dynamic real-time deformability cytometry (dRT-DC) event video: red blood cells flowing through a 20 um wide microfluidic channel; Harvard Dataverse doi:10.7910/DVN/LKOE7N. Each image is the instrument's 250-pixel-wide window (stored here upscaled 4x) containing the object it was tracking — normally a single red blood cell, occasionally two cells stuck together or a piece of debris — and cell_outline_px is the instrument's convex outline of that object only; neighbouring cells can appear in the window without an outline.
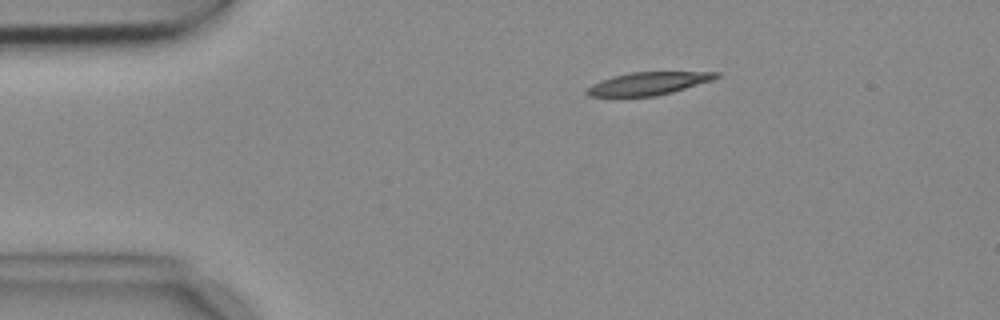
{"species": "common noctule bat (a hibernating species)", "species_latin": "Nyctalus noctula", "temperature_condition": "cold", "stored_images_in_passage": 6, "camera_frame_rate_fps": 3000, "um_per_image_px": 0.085, "animal": {"sex": "female", "body_mass_g": 18.4}, "frame": {"image": 1, "passage_image": 2, "time_ms": 0.333, "image_size_px": [1000, 320], "cell_outline_px": [[720, 76], [712, 80], [672, 92], [656, 96], [588, 96], [584, 92], [592, 84], [612, 76], [628, 72], [720, 72]], "centroid_in_image_um": [55.09, 7.09], "position_along_channel_um": 29.9, "area_um2": 17.05}}
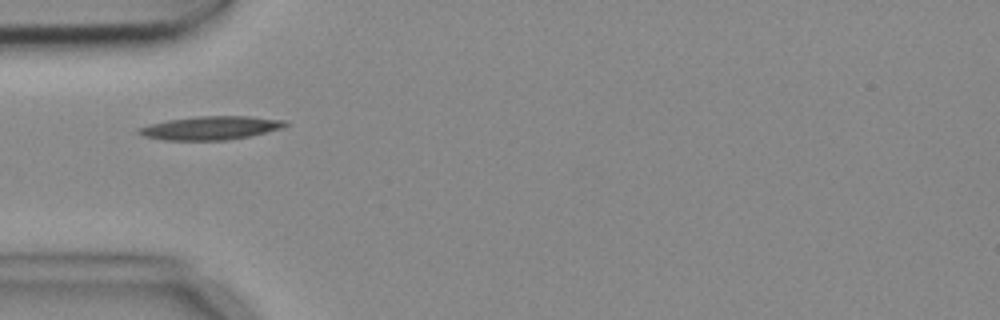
{"frame": {"image": 2, "passage_image": 4, "time_ms": 1.0, "image_size_px": [1000, 320], "cell_outline_px": [[288, 124], [284, 128], [248, 136], [228, 140], [164, 140], [144, 136], [136, 132], [136, 128], [148, 124], [168, 120], [196, 116], [248, 116], [284, 120]], "centroid_in_image_um": [17.87, 10.87], "position_along_channel_um": 67.1, "area_um2": 20.11}}
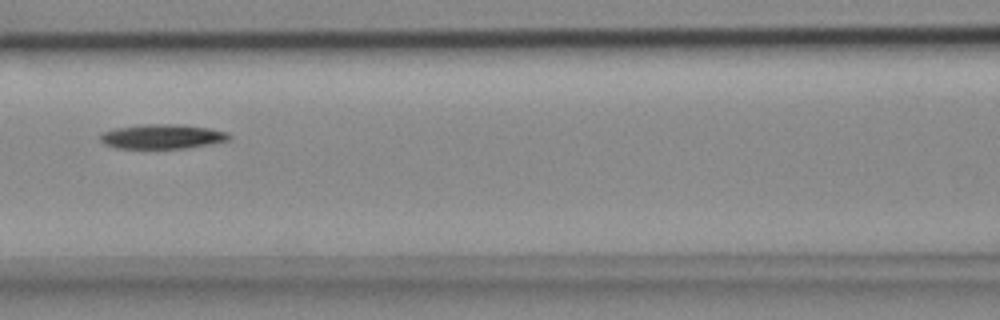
{"frame": {"image": 3, "passage_image": 6, "time_ms": 1.667, "image_size_px": [1000, 320], "cell_outline_px": [[232, 136], [228, 140], [208, 144], [184, 148], [116, 148], [104, 144], [100, 140], [100, 136], [104, 132], [116, 128], [136, 124], [176, 124], [208, 128], [228, 132]], "centroid_in_image_um": [13.77, 11.6], "position_along_channel_um": 152.8, "area_um2": 18.32}}